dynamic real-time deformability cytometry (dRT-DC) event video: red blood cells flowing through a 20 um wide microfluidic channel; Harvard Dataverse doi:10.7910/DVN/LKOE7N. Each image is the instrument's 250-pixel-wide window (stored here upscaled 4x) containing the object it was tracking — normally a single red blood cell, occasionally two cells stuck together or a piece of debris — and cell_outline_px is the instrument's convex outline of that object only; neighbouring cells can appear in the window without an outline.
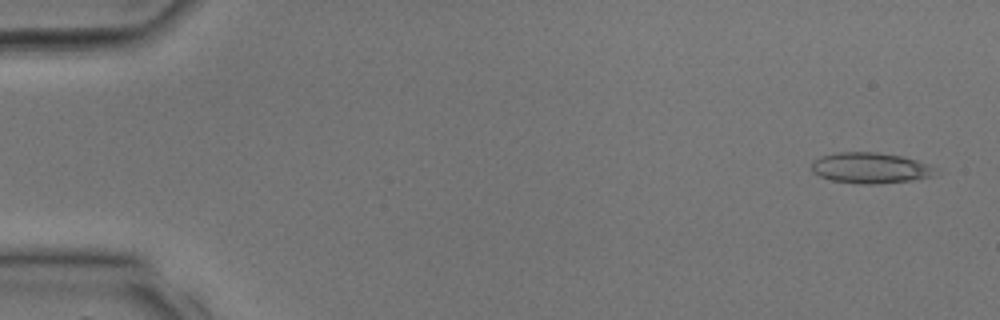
{"species": "common noctule bat (a hibernating species)", "species_latin": "Nyctalus noctula", "temperature_condition": "room temperature", "stored_images_in_passage": 11, "camera_frame_rate_fps": 3000, "um_per_image_px": 0.085, "animal": {"sex": "male", "body_mass_g": 17.9, "forearm_length_mm": 54.2}, "frame": {"image": 1, "passage_image": 2, "time_ms": 0.333, "image_size_px": [1000, 320], "cell_outline_px": [[944, 172], [936, 176], [912, 180], [880, 184], [864, 184], [832, 180], [820, 176], [812, 172], [812, 160], [820, 156], [836, 152], [876, 152], [900, 156], [916, 160], [928, 164]], "centroid_in_image_um": [74.04, 14.28], "position_along_channel_um": 11.0, "area_um2": 22.54}}
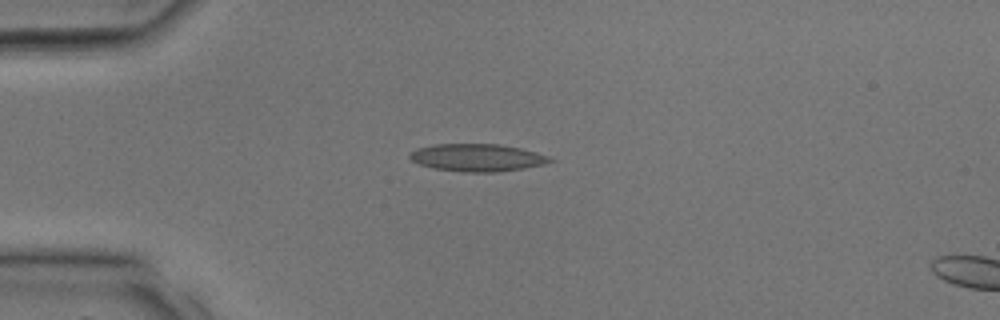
{"frame": {"image": 2, "passage_image": 9, "time_ms": 2.667, "image_size_px": [1000, 320], "cell_outline_px": [[556, 160], [544, 164], [524, 168], [496, 172], [464, 172], [432, 168], [420, 164], [412, 160], [408, 156], [416, 148], [432, 144], [500, 144], [520, 148], [536, 152], [548, 156]], "centroid_in_image_um": [40.56, 13.39], "position_along_channel_um": 44.4, "area_um2": 22.48}}